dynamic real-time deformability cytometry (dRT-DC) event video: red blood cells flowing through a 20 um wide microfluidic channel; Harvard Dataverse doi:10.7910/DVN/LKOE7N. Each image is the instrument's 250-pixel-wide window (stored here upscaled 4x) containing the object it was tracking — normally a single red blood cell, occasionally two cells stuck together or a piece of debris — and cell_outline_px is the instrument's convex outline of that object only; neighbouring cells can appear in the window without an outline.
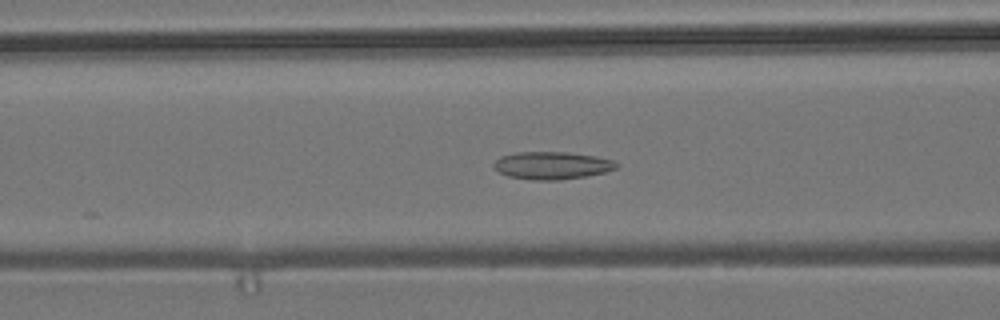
{"species": "common noctule bat (a hibernating species)", "species_latin": "Nyctalus noctula", "temperature_condition": "room temperature", "stored_images_in_passage": 45, "camera_frame_rate_fps": 3000, "um_per_image_px": 0.085, "animal": {"sex": "male", "body_mass_g": 19.2, "forearm_length_mm": 51.8}, "frame": {"image": 1, "passage_image": 12, "time_ms": 3.667, "image_size_px": [1000, 320], "cell_outline_px": [[620, 164], [616, 168], [604, 172], [584, 176], [560, 180], [532, 180], [508, 176], [500, 172], [492, 164], [500, 156], [516, 152], [564, 152], [596, 156], [616, 160]], "centroid_in_image_um": [46.94, 14.06], "position_along_channel_um": 119.7, "area_um2": 19.71}}
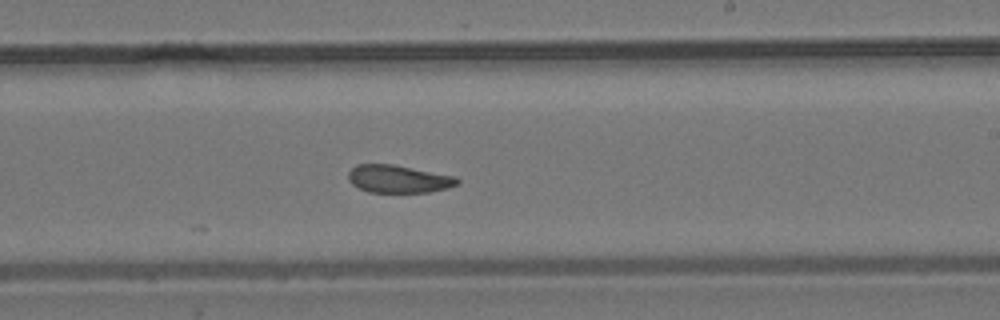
{"frame": {"image": 2, "passage_image": 23, "time_ms": 7.333, "image_size_px": [1000, 320], "cell_outline_px": [[460, 184], [448, 188], [428, 192], [368, 192], [352, 184], [348, 180], [348, 172], [356, 164], [392, 164], [456, 176], [460, 180]], "centroid_in_image_um": [33.89, 15.21], "position_along_channel_um": 255.1, "area_um2": 17.69}}
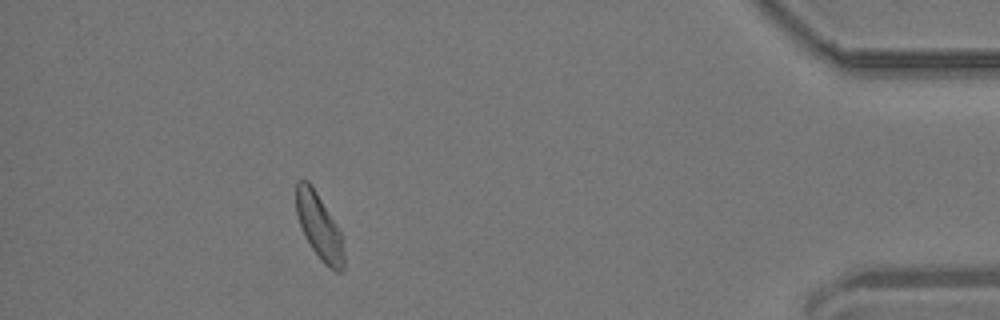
{"frame": {"image": 3, "passage_image": 40, "time_ms": 13.0, "image_size_px": [1000, 320], "cell_outline_px": [[344, 272], [336, 272], [324, 264], [320, 260], [304, 236], [296, 212], [296, 180], [308, 180], [316, 192], [336, 224], [340, 232], [344, 252]], "centroid_in_image_um": [27.13, 19.29], "position_along_channel_um": 408.1, "area_um2": 18.15}, "authors_computed_cell_mechanics": {"area_um2": 18.7272, "velocity_mm_per_s": 3.7029, "shape_relaxation_time_tau1_ms": null, "shape_relaxation_time_tau2_ms": 2.4451, "deformation_change_tau1": null, "deformation_change_tau2": 0.0806}}